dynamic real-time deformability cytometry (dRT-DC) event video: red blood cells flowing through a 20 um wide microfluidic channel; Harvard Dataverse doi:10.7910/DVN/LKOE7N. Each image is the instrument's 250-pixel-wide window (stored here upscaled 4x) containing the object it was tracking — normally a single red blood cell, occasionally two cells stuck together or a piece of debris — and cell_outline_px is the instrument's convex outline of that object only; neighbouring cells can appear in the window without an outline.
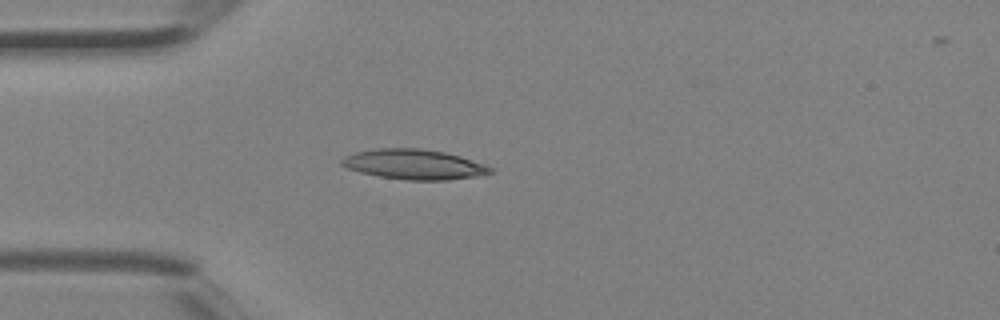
{"species": "Egyptian fruit bat (a non-hibernating species)", "species_latin": "Rousettus aegyptiacus", "temperature_condition": "room temperature", "stored_images_in_passage": 1, "camera_frame_rate_fps": 3000, "um_per_image_px": 0.085, "animal": {"sex": "female"}, "frame": {"image": 1, "passage_image": 1, "time_ms": 0.0, "image_size_px": [1000, 320], "cell_outline_px": [[492, 172], [476, 176], [448, 180], [408, 180], [380, 176], [360, 172], [348, 168], [340, 164], [340, 160], [344, 156], [356, 152], [376, 148], [420, 148], [444, 152], [460, 156], [484, 164], [492, 168]], "centroid_in_image_um": [35.16, 13.96], "position_along_channel_um": 49.8, "area_um2": 25.84}}